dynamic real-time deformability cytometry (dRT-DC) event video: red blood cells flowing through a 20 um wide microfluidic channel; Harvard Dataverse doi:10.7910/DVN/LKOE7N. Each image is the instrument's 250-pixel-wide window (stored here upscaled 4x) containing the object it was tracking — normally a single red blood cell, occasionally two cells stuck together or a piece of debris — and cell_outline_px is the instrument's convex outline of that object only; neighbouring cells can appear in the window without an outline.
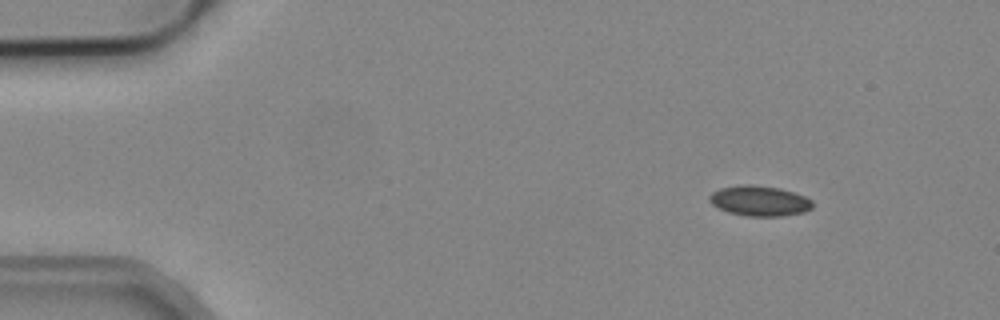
{"species": "common noctule bat (a hibernating species)", "species_latin": "Nyctalus noctula", "temperature_condition": "cold", "stored_images_in_passage": 4, "camera_frame_rate_fps": 3000, "um_per_image_px": 0.085, "animal": {"sex": "male", "body_mass_g": 19.2, "forearm_length_mm": 51.8}, "frame": {"image": 1, "passage_image": 1, "time_ms": 0.0, "image_size_px": [1000, 320], "cell_outline_px": [[812, 208], [804, 212], [780, 216], [748, 216], [728, 212], [712, 204], [708, 200], [708, 196], [712, 192], [720, 188], [744, 184], [752, 184], [780, 188], [804, 196], [812, 200]], "centroid_in_image_um": [64.54, 17.06], "position_along_channel_um": 20.5, "area_um2": 18.15}}
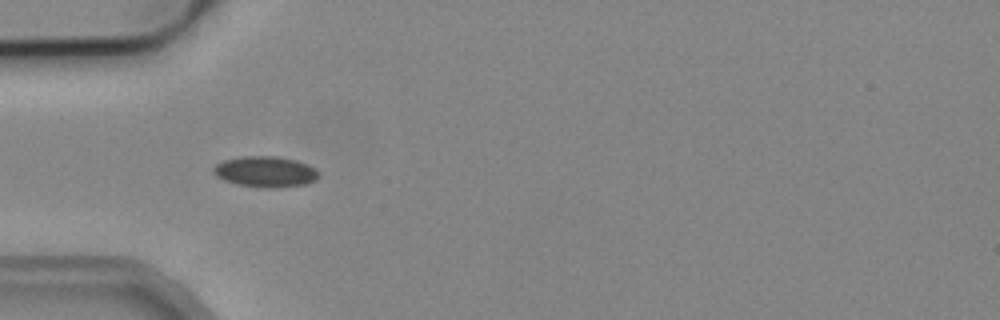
{"frame": {"image": 2, "passage_image": 3, "time_ms": 0.667, "image_size_px": [1000, 320], "cell_outline_px": [[320, 176], [316, 180], [304, 184], [276, 188], [264, 188], [236, 184], [224, 180], [216, 176], [212, 172], [212, 168], [216, 164], [224, 160], [244, 156], [276, 156], [296, 160], [308, 164], [320, 172]], "centroid_in_image_um": [22.57, 14.6], "position_along_channel_um": 62.4, "area_um2": 19.07}}